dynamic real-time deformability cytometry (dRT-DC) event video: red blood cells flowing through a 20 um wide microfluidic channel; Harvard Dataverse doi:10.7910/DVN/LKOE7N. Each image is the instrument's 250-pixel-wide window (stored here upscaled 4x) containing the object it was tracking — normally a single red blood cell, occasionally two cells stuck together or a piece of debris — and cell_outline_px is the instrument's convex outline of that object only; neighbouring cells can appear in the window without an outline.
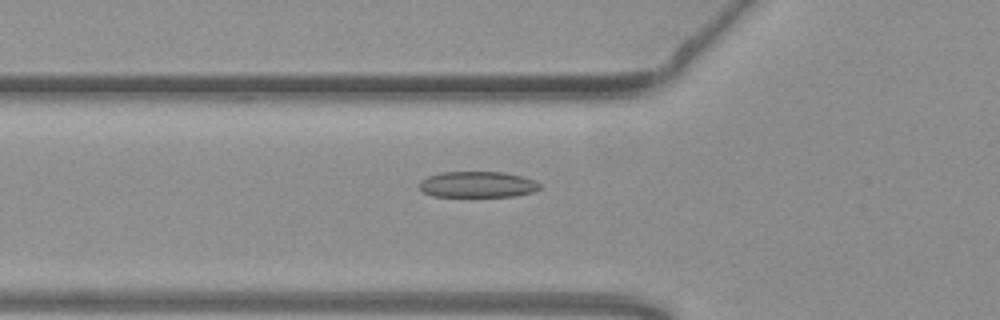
{"species": "common noctule bat (a hibernating species)", "species_latin": "Nyctalus noctula", "temperature_condition": "warm", "stored_images_in_passage": 36, "camera_frame_rate_fps": 3000, "um_per_image_px": 0.085, "animal": {"sex": "female", "body_mass_g": 19.3, "forearm_length_mm": 54.1}, "frame": {"image": 1, "passage_image": 4, "time_ms": 1.0, "image_size_px": [1000, 320], "cell_outline_px": [[544, 188], [532, 192], [516, 196], [432, 196], [424, 192], [420, 188], [420, 180], [428, 176], [440, 172], [504, 172], [520, 176], [532, 180], [540, 184]], "centroid_in_image_um": [40.59, 15.68], "position_along_channel_um": 85.2, "area_um2": 18.21}}
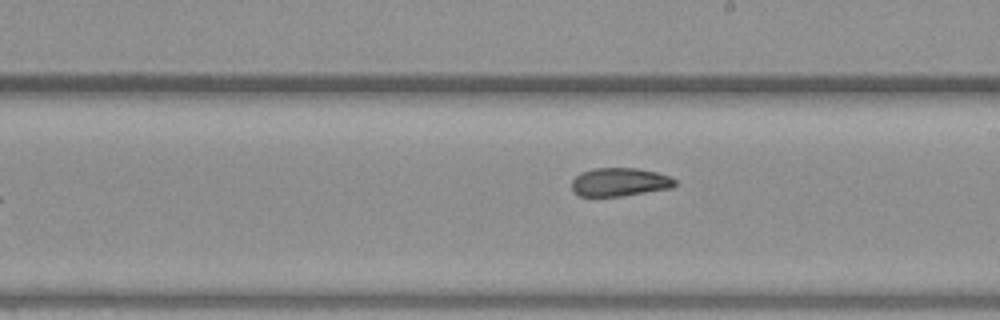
{"frame": {"image": 2, "passage_image": 16, "time_ms": 5.0, "image_size_px": [1000, 320], "cell_outline_px": [[676, 184], [672, 188], [624, 196], [580, 196], [572, 192], [572, 180], [580, 172], [592, 168], [636, 168], [656, 172], [668, 176], [676, 180]], "centroid_in_image_um": [52.65, 15.48], "position_along_channel_um": 236.4, "area_um2": 17.22}}
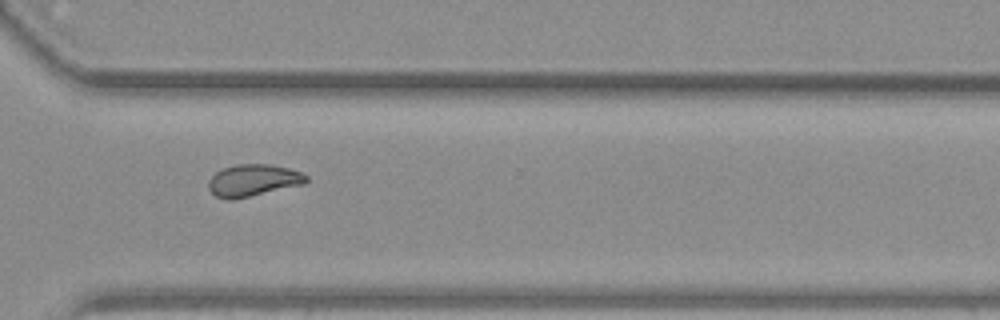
{"frame": {"image": 3, "passage_image": 25, "time_ms": 8.0, "image_size_px": [1000, 320], "cell_outline_px": [[308, 180], [304, 184], [232, 200], [228, 200], [216, 196], [208, 188], [208, 180], [216, 172], [224, 168], [236, 164], [272, 164], [288, 168], [300, 172], [308, 176]], "centroid_in_image_um": [21.51, 15.32], "position_along_channel_um": 349.1, "area_um2": 18.15}, "authors_computed_cell_mechanics": {"area_um2": 18.207, "velocity_mm_per_s": 3.7632, "shape_relaxation_time_tau1_ms": null, "shape_relaxation_time_tau2_ms": 2.2789, "deformation_change_tau1": null, "deformation_change_tau2": 0.0729}}